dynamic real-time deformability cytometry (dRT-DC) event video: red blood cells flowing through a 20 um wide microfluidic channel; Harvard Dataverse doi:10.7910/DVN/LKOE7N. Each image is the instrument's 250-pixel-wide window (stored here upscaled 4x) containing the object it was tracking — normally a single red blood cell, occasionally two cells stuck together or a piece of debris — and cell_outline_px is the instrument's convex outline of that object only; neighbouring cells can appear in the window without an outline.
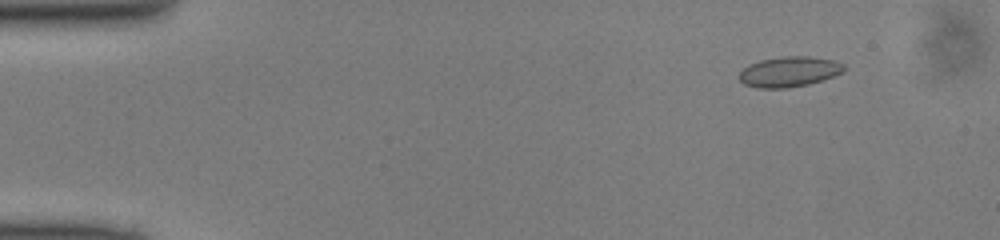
{"species": "common noctule bat (a hibernating species)", "species_latin": "Nyctalus noctula", "temperature_condition": "cold", "stored_images_in_passage": 48, "camera_frame_rate_fps": 3000, "um_per_image_px": 0.085, "animal": {"sex": "male", "body_mass_g": 13.0, "forearm_length_mm": 53.1}, "frame": {"image": 1, "passage_image": 4, "time_ms": 1.0, "image_size_px": [1000, 240], "cell_outline_px": [[844, 72], [808, 84], [788, 88], [756, 88], [744, 84], [740, 80], [740, 72], [748, 64], [760, 60], [780, 56], [808, 56], [832, 60], [844, 64]], "centroid_in_image_um": [67.05, 6.09], "position_along_channel_um": 17.9, "area_um2": 18.44}}
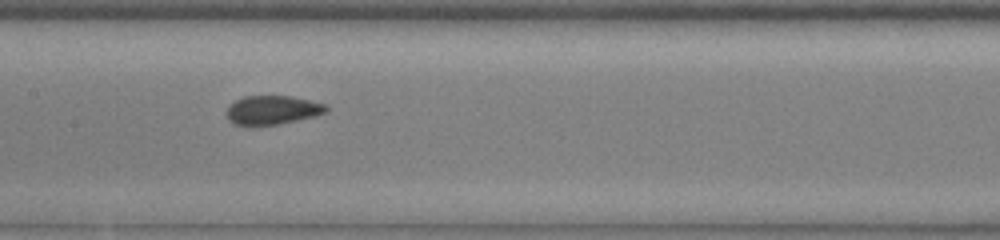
{"frame": {"image": 2, "passage_image": 23, "time_ms": 7.333, "image_size_px": [1000, 240], "cell_outline_px": [[328, 112], [280, 124], [252, 128], [248, 128], [232, 124], [228, 120], [224, 112], [236, 100], [244, 96], [292, 96], [324, 104], [328, 108]], "centroid_in_image_um": [23.06, 9.4], "position_along_channel_um": 184.3, "area_um2": 17.22}}
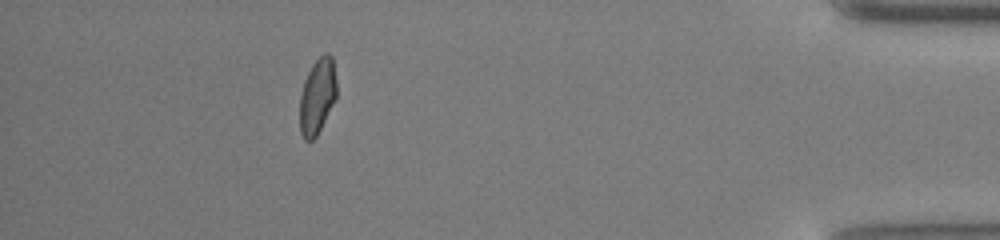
{"frame": {"image": 3, "passage_image": 43, "time_ms": 14.0, "image_size_px": [1000, 240], "cell_outline_px": [[336, 100], [316, 136], [312, 140], [304, 140], [300, 132], [300, 96], [304, 80], [312, 64], [324, 52], [328, 52], [332, 56], [336, 80]], "centroid_in_image_um": [26.98, 8.16], "position_along_channel_um": 408.2, "area_um2": 16.3}}